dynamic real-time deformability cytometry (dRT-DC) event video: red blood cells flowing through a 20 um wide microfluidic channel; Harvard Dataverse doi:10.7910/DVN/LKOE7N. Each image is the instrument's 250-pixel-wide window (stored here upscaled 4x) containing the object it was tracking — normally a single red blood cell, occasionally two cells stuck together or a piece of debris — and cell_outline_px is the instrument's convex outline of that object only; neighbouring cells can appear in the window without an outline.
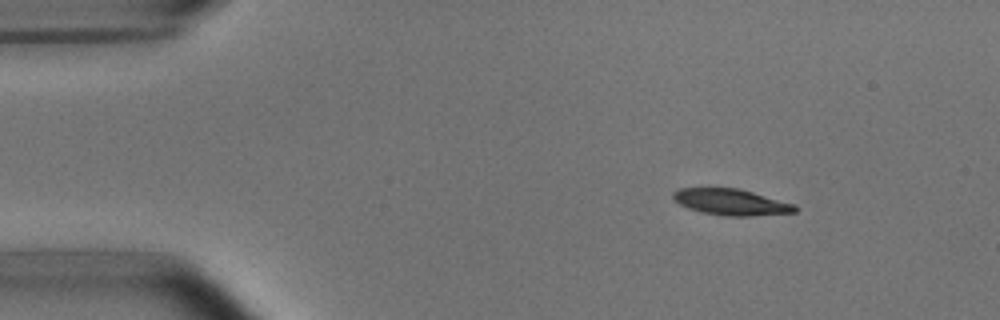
{"species": "common noctule bat (a hibernating species)", "species_latin": "Nyctalus noctula", "temperature_condition": "room temperature", "stored_images_in_passage": 4, "camera_frame_rate_fps": 3000, "um_per_image_px": 0.085, "animal": {"sex": "male", "body_mass_g": 15.6}, "frame": {"image": 1, "passage_image": 1, "time_ms": 0.0, "image_size_px": [1000, 320], "cell_outline_px": [[796, 212], [752, 216], [724, 216], [700, 212], [688, 208], [680, 204], [672, 196], [672, 192], [680, 188], [736, 188], [752, 192], [792, 204], [796, 208]], "centroid_in_image_um": [62.09, 17.18], "position_along_channel_um": 22.9, "area_um2": 18.32}}
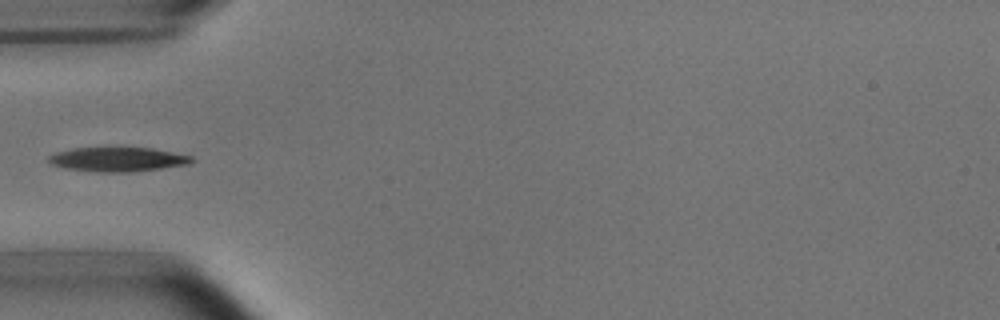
{"frame": {"image": 2, "passage_image": 4, "time_ms": 3.333, "image_size_px": [1000, 320], "cell_outline_px": [[196, 160], [188, 164], [160, 168], [128, 172], [96, 172], [64, 168], [52, 164], [48, 160], [48, 156], [56, 152], [72, 148], [152, 148], [192, 156]], "centroid_in_image_um": [9.99, 13.55], "position_along_channel_um": 75.0, "area_um2": 20.11}}